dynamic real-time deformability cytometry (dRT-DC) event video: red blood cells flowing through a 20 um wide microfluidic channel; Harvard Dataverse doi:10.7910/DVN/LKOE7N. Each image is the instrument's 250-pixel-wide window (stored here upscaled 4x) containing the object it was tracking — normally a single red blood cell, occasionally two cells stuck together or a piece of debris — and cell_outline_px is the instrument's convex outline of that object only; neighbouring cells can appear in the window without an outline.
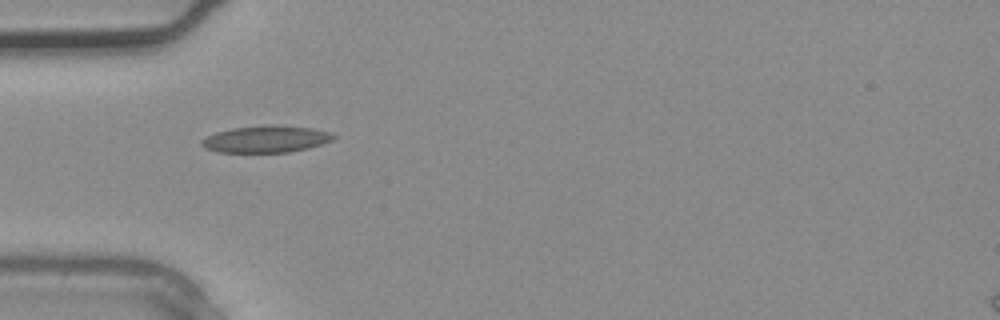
{"species": "common noctule bat (a hibernating species)", "species_latin": "Nyctalus noctula", "temperature_condition": "warm", "stored_images_in_passage": 3, "camera_frame_rate_fps": 3000, "um_per_image_px": 0.085, "animal": {"sex": "male", "body_mass_g": 20.4}, "frame": {"image": 1, "passage_image": 3, "time_ms": 0.667, "image_size_px": [1000, 320], "cell_outline_px": [[336, 136], [332, 140], [308, 148], [288, 152], [216, 152], [204, 148], [200, 144], [200, 140], [216, 132], [232, 128], [264, 124], [312, 128], [332, 132]], "centroid_in_image_um": [22.58, 11.82], "position_along_channel_um": 62.4, "area_um2": 20.69}}